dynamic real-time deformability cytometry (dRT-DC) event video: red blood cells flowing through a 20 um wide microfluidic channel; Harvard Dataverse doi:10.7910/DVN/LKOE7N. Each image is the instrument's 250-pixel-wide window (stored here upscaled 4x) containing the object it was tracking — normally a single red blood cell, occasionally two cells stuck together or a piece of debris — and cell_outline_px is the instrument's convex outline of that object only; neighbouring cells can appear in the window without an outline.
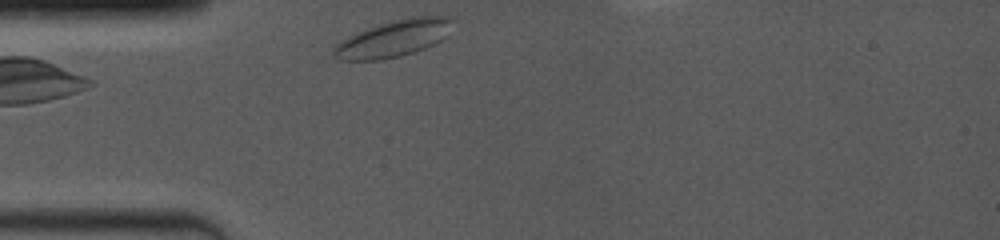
{"species": "common noctule bat (a hibernating species)", "species_latin": "Nyctalus noctula", "temperature_condition": "room temperature", "stored_images_in_passage": 2, "camera_frame_rate_fps": 4000, "um_per_image_px": 0.085, "animal": {"sex": "female", "body_mass_g": 19.0, "forearm_length_mm": 53.3}, "frame": {"image": 1, "passage_image": 2, "time_ms": 1.25, "image_size_px": [1000, 240], "cell_outline_px": [[456, 20], [448, 36], [424, 48], [400, 56], [380, 60], [340, 60], [332, 56], [332, 48], [340, 40], [356, 32], [392, 20], [412, 16], [448, 16]], "centroid_in_image_um": [33.46, 3.26], "position_along_channel_um": 51.5, "area_um2": 25.72}}